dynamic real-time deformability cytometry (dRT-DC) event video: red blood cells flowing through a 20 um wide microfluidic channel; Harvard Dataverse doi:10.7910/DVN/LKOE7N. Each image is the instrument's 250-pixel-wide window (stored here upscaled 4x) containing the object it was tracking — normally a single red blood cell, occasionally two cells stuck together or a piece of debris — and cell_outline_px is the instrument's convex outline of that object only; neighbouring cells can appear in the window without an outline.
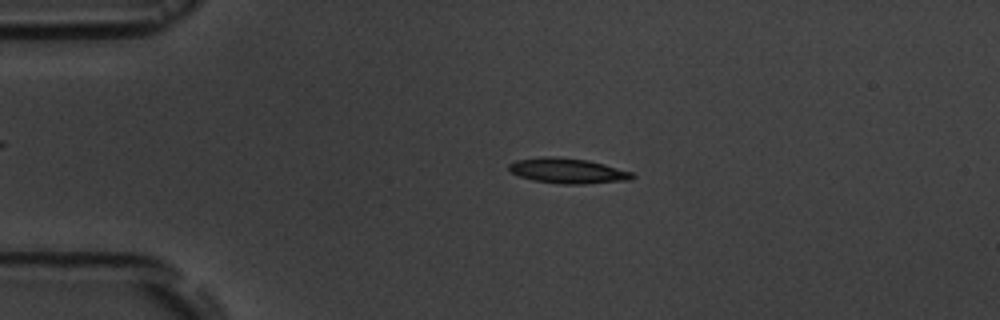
{"species": "common noctule bat (a hibernating species)", "species_latin": "Nyctalus noctula", "temperature_condition": "room temperature", "stored_images_in_passage": 7, "camera_frame_rate_fps": 3000, "um_per_image_px": 0.085, "animal": {"sex": "male", "body_mass_g": 19.5, "forearm_length_mm": 54.6}, "frame": {"image": 1, "passage_image": 2, "time_ms": 1.333, "image_size_px": [1000, 320], "cell_outline_px": [[636, 176], [632, 180], [584, 184], [560, 184], [532, 180], [520, 176], [512, 172], [508, 168], [508, 164], [516, 160], [540, 156], [548, 156], [588, 160], [604, 164], [632, 172]], "centroid_in_image_um": [48.27, 14.52], "position_along_channel_um": 36.7, "area_um2": 18.21}}
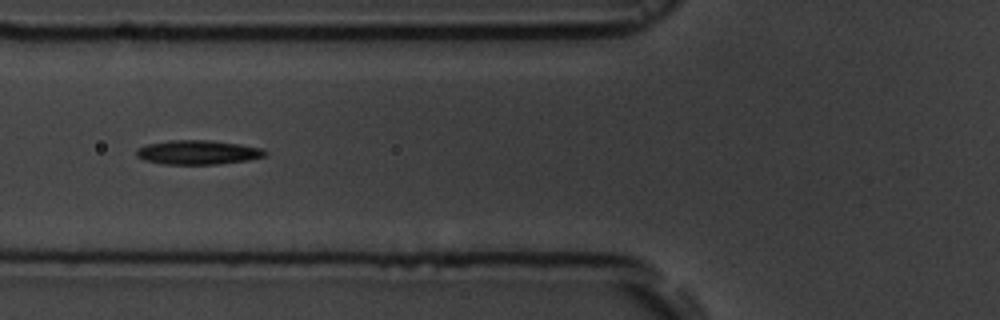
{"frame": {"image": 2, "passage_image": 4, "time_ms": 4.333, "image_size_px": [1000, 320], "cell_outline_px": [[268, 152], [264, 156], [248, 160], [216, 164], [160, 164], [144, 160], [136, 156], [136, 148], [148, 144], [168, 140], [212, 140], [240, 144], [264, 148]], "centroid_in_image_um": [16.81, 12.94], "position_along_channel_um": 109.0, "area_um2": 18.32}}
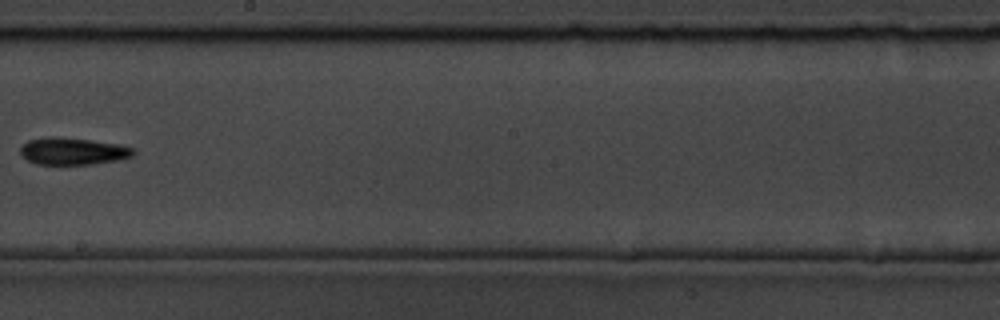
{"frame": {"image": 3, "passage_image": 7, "time_ms": 8.0, "image_size_px": [1000, 320], "cell_outline_px": [[136, 152], [132, 156], [116, 160], [88, 164], [36, 164], [20, 156], [20, 148], [28, 140], [48, 136], [52, 136], [88, 140], [120, 144], [132, 148]], "centroid_in_image_um": [6.15, 12.85], "position_along_channel_um": 242.1, "area_um2": 17.69}}